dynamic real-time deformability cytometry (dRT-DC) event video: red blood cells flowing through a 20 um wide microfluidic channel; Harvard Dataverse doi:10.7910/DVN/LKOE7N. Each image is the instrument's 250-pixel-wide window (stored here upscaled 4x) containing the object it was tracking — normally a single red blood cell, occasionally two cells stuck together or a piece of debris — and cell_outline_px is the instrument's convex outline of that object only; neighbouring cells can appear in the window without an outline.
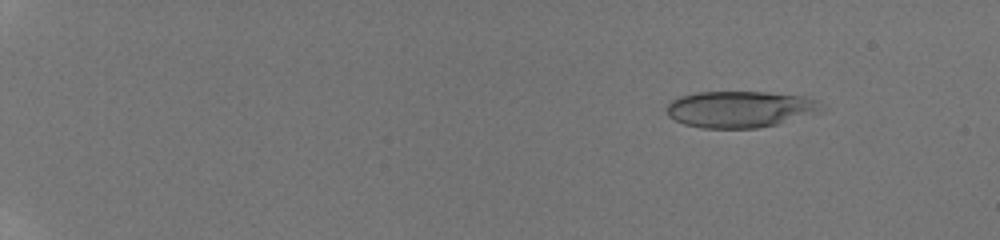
{"species": "human", "species_latin": "Homo sapiens", "temperature_condition": "room temperature", "stored_images_in_passage": 57, "camera_frame_rate_fps": 3000, "um_per_image_px": 0.085, "donor": {"sex": "male"}, "frame": {"image": 1, "passage_image": 9, "time_ms": 2.667, "image_size_px": [1000, 240], "cell_outline_px": [[828, 108], [820, 112], [776, 124], [756, 128], [700, 128], [684, 124], [668, 116], [664, 108], [672, 100], [680, 96], [696, 92], [764, 92], [804, 96], [816, 100]], "centroid_in_image_um": [62.9, 9.28], "position_along_channel_um": 22.1, "area_um2": 33.12}}
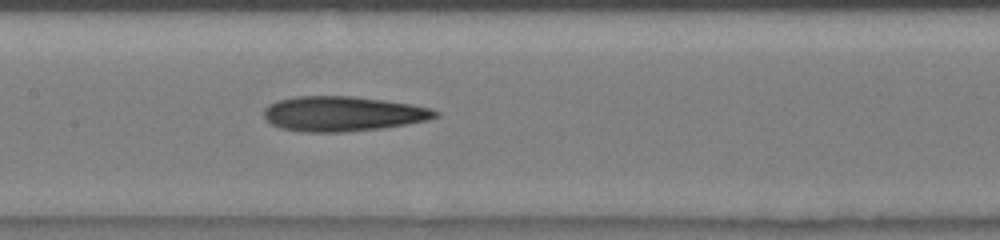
{"frame": {"image": 2, "passage_image": 33, "time_ms": 10.667, "image_size_px": [1000, 240], "cell_outline_px": [[440, 116], [428, 120], [384, 128], [344, 132], [304, 132], [280, 128], [272, 124], [264, 116], [264, 108], [268, 104], [276, 100], [296, 96], [352, 96], [384, 100], [412, 104], [432, 108], [440, 112]], "centroid_in_image_um": [29.16, 9.67], "position_along_channel_um": 178.2, "area_um2": 35.2}}
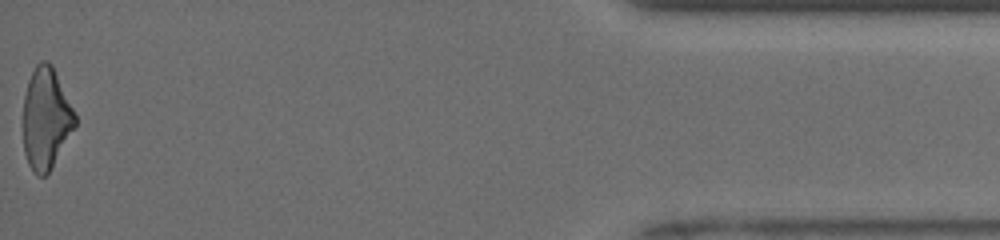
{"frame": {"image": 3, "passage_image": 57, "time_ms": 18.667, "image_size_px": [1000, 240], "cell_outline_px": [[76, 124], [48, 172], [44, 176], [36, 176], [32, 172], [28, 164], [24, 152], [24, 96], [28, 80], [36, 64], [40, 60], [48, 60], [52, 64], [76, 116]], "centroid_in_image_um": [3.89, 10.05], "position_along_channel_um": 431.3, "area_um2": 30.23}, "authors_computed_cell_mechanics": {"area_um2": 33.6974, "velocity_mm_per_s": 3.993, "shape_relaxation_time_tau1_ms": 9.1454, "shape_relaxation_time_tau2_ms": 4.1264, "deformation_change_tau1": 0.2341, "deformation_change_tau2": 0.1717}}